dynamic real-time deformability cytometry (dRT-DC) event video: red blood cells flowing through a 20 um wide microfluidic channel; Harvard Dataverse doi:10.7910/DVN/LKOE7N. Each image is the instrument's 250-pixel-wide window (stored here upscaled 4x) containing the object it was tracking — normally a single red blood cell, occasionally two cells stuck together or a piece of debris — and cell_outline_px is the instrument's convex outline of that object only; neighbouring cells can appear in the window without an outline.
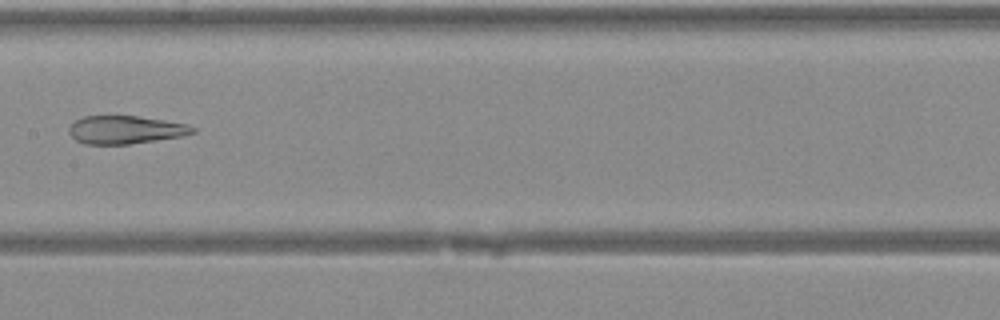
{"species": "Egyptian fruit bat (a non-hibernating species)", "species_latin": "Rousettus aegyptiacus", "temperature_condition": "warm", "stored_images_in_passage": 41, "camera_frame_rate_fps": 3000, "um_per_image_px": 0.085, "animal": {"sex": "female"}, "frame": {"image": 1, "passage_image": 21, "time_ms": 6.667, "image_size_px": [1000, 320], "cell_outline_px": [[196, 132], [184, 136], [128, 144], [84, 144], [76, 140], [68, 132], [68, 128], [76, 120], [84, 116], [140, 116], [188, 124], [196, 128]], "centroid_in_image_um": [10.69, 11.03], "position_along_channel_um": 196.7, "area_um2": 20.29}}
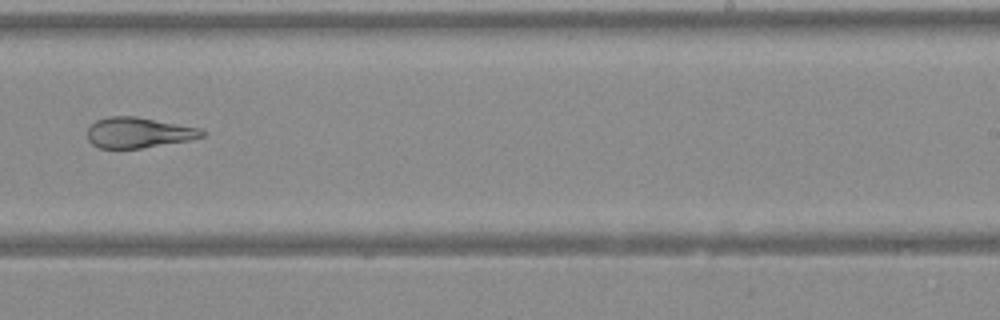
{"frame": {"image": 2, "passage_image": 26, "time_ms": 8.333, "image_size_px": [1000, 320], "cell_outline_px": [[208, 132], [204, 136], [188, 140], [140, 148], [100, 148], [92, 144], [88, 140], [88, 128], [96, 120], [108, 116], [136, 116], [200, 128]], "centroid_in_image_um": [11.77, 11.26], "position_along_channel_um": 277.2, "area_um2": 20.29}}
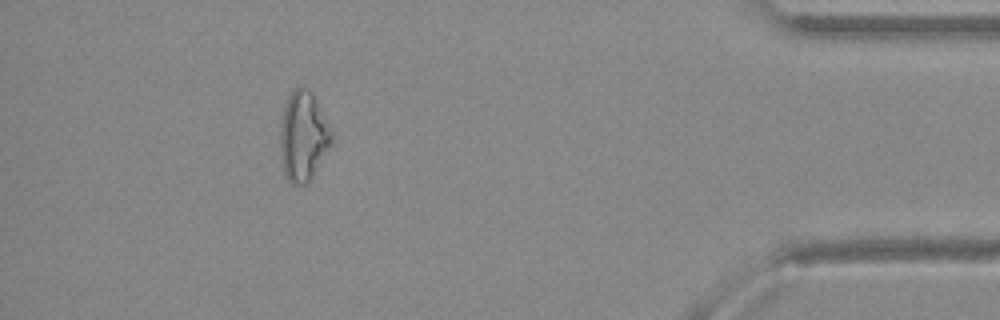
{"frame": {"image": 3, "passage_image": 37, "time_ms": 12.0, "image_size_px": [1000, 320], "cell_outline_px": [[332, 140], [312, 176], [304, 184], [292, 184], [288, 180], [284, 172], [280, 152], [280, 128], [284, 108], [288, 96], [296, 88], [308, 88], [316, 100], [332, 132]], "centroid_in_image_um": [25.74, 11.58], "position_along_channel_um": 409.5, "area_um2": 26.07}}